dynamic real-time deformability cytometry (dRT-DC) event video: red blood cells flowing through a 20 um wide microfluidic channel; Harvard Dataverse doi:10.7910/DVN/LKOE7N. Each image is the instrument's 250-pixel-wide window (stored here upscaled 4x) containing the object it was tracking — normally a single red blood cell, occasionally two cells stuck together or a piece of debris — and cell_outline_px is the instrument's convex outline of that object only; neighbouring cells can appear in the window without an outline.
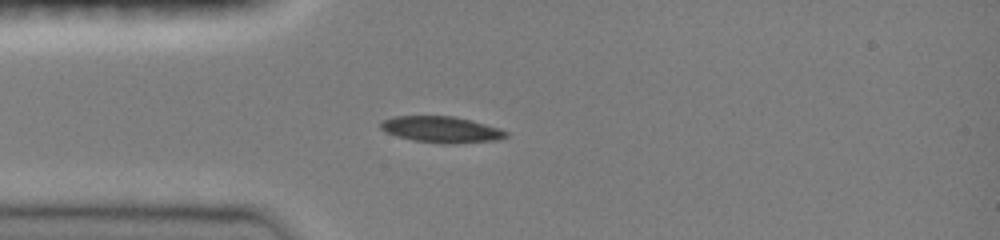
{"species": "common noctule bat (a hibernating species)", "species_latin": "Nyctalus noctula", "temperature_condition": "room temperature", "stored_images_in_passage": 36, "camera_frame_rate_fps": 3000, "um_per_image_px": 0.085, "animal": {"sex": "female", "body_mass_g": 19.0, "forearm_length_mm": 51.5}, "frame": {"image": 1, "passage_image": 1, "time_ms": 0.0, "image_size_px": [1000, 240], "cell_outline_px": [[508, 136], [500, 140], [452, 144], [440, 144], [412, 140], [396, 136], [384, 132], [380, 128], [380, 120], [392, 116], [452, 116], [472, 120], [500, 128], [508, 132]], "centroid_in_image_um": [37.5, 11.01], "position_along_channel_um": 47.5, "area_um2": 19.59}}
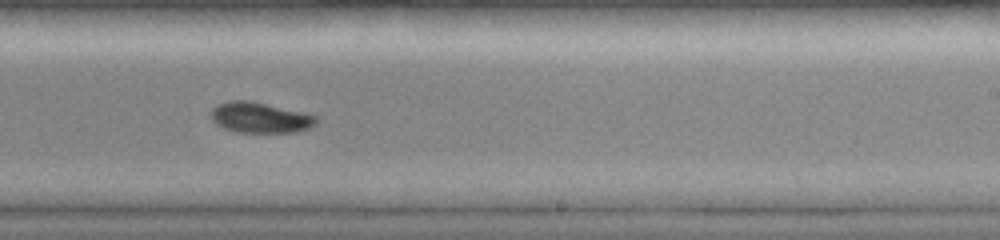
{"frame": {"image": 2, "passage_image": 18, "time_ms": 5.667, "image_size_px": [1000, 240], "cell_outline_px": [[316, 124], [308, 128], [296, 132], [236, 132], [224, 128], [216, 124], [212, 120], [212, 108], [228, 100], [248, 100], [308, 112], [316, 116]], "centroid_in_image_um": [22.14, 9.98], "position_along_channel_um": 266.9, "area_um2": 18.84}}
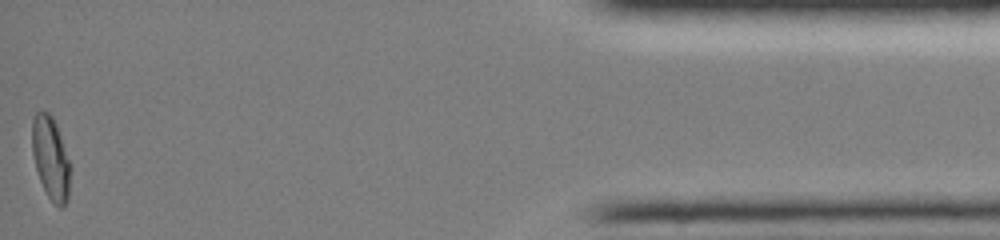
{"frame": {"image": 3, "passage_image": 36, "time_ms": 11.667, "image_size_px": [1000, 240], "cell_outline_px": [[68, 200], [60, 208], [48, 196], [40, 180], [36, 168], [32, 152], [32, 116], [36, 112], [48, 112], [52, 116], [56, 124], [68, 160]], "centroid_in_image_um": [4.26, 13.39], "position_along_channel_um": 430.9, "area_um2": 17.74}, "authors_computed_cell_mechanics": {"area_um2": 18.5249, "velocity_mm_per_s": 4.0207, "shape_relaxation_time_tau1_ms": null, "shape_relaxation_time_tau2_ms": 10.5425, "deformation_change_tau1": null, "deformation_change_tau2": 0.1104}}